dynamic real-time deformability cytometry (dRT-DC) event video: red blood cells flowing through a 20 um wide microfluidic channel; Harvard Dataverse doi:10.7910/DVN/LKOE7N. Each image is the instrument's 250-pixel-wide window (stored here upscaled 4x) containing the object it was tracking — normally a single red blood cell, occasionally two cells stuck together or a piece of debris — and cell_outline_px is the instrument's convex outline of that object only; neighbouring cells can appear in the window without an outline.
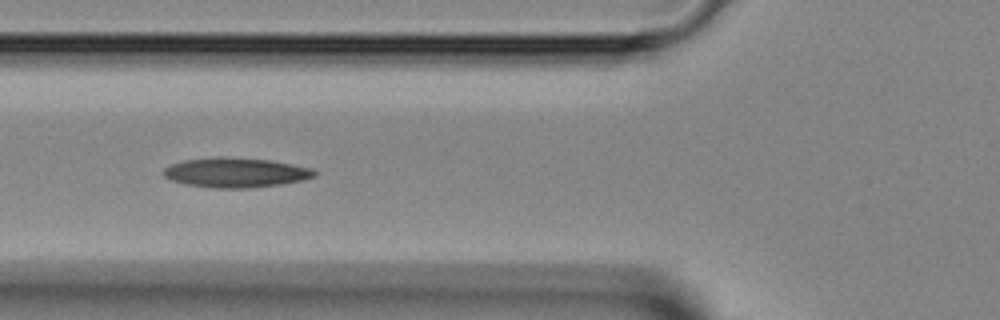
{"species": "Egyptian fruit bat (a non-hibernating species)", "species_latin": "Rousettus aegyptiacus", "temperature_condition": "room temperature", "stored_images_in_passage": 39, "camera_frame_rate_fps": 3000, "um_per_image_px": 0.085, "animal": {"sex": "female"}, "frame": {"image": 1, "passage_image": 9, "time_ms": 2.667, "image_size_px": [1000, 320], "cell_outline_px": [[316, 176], [300, 180], [280, 184], [248, 188], [216, 188], [188, 184], [172, 180], [164, 176], [164, 168], [172, 164], [184, 160], [216, 156], [224, 156], [268, 160], [292, 164], [312, 168], [316, 172]], "centroid_in_image_um": [20.03, 14.65], "position_along_channel_um": 105.8, "area_um2": 25.89}}
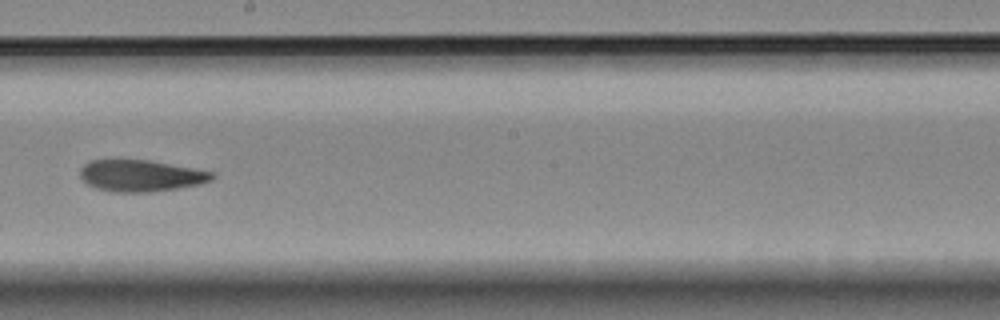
{"frame": {"image": 2, "passage_image": 18, "time_ms": 5.667, "image_size_px": [1000, 320], "cell_outline_px": [[216, 176], [212, 180], [200, 184], [152, 192], [112, 192], [96, 188], [88, 184], [80, 176], [80, 168], [88, 160], [148, 160], [192, 168], [212, 172]], "centroid_in_image_um": [11.95, 14.94], "position_along_channel_um": 236.3, "area_um2": 24.16}}
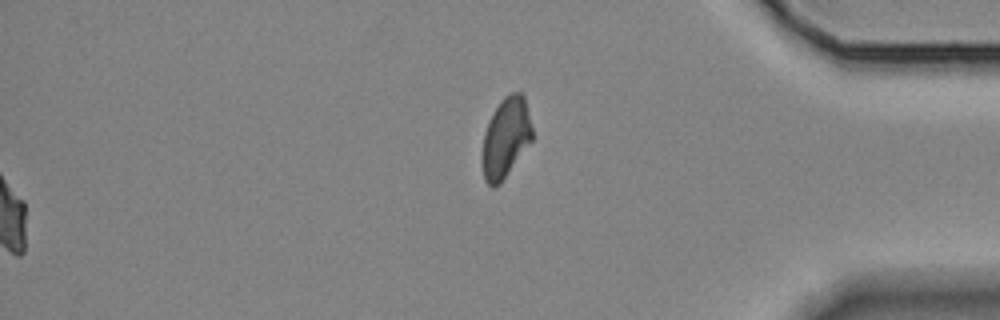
{"frame": {"image": 3, "passage_image": 39, "time_ms": 12.667, "image_size_px": [1000, 320], "cell_outline_px": [[532, 140], [500, 184], [492, 188], [484, 180], [480, 160], [480, 156], [484, 132], [488, 120], [492, 112], [500, 100], [508, 92], [524, 92], [532, 128]], "centroid_in_image_um": [42.95, 11.69], "position_along_channel_um": 392.2, "area_um2": 23.93}}